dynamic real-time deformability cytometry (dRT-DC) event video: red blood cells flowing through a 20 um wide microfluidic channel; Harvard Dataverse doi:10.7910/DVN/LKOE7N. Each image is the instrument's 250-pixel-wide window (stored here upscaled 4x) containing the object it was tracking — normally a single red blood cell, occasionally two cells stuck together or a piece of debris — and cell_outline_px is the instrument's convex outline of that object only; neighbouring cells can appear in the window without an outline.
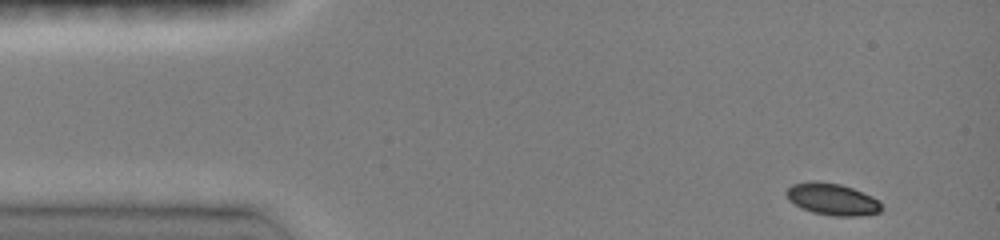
{"species": "common noctule bat (a hibernating species)", "species_latin": "Nyctalus noctula", "temperature_condition": "room temperature", "stored_images_in_passage": 10, "camera_frame_rate_fps": 3000, "um_per_image_px": 0.085, "animal": {"sex": "female", "body_mass_g": 19.0, "forearm_length_mm": 51.5}, "frame": {"image": 1, "passage_image": 1, "time_ms": 0.0, "image_size_px": [1000, 240], "cell_outline_px": [[884, 208], [880, 212], [860, 216], [832, 216], [812, 212], [788, 200], [784, 192], [792, 184], [808, 180], [816, 180], [840, 184], [852, 188], [872, 196], [880, 200]], "centroid_in_image_um": [70.76, 16.92], "position_along_channel_um": 14.2, "area_um2": 17.92}}
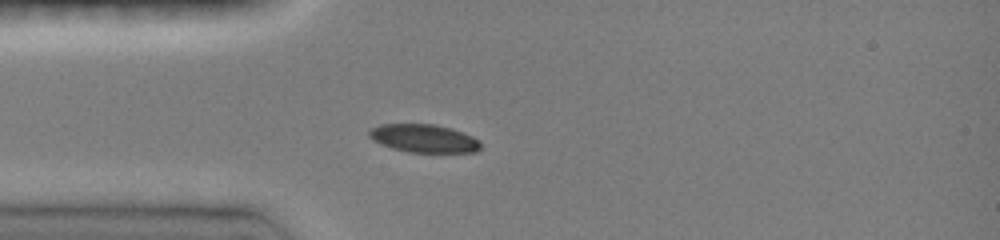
{"frame": {"image": 2, "passage_image": 4, "time_ms": 3.0, "image_size_px": [1000, 240], "cell_outline_px": [[480, 148], [476, 152], [408, 152], [392, 148], [380, 144], [372, 140], [368, 136], [368, 132], [372, 128], [380, 124], [432, 124], [452, 128], [472, 136], [480, 140]], "centroid_in_image_um": [36.01, 11.76], "position_along_channel_um": 49.0, "area_um2": 18.32}}
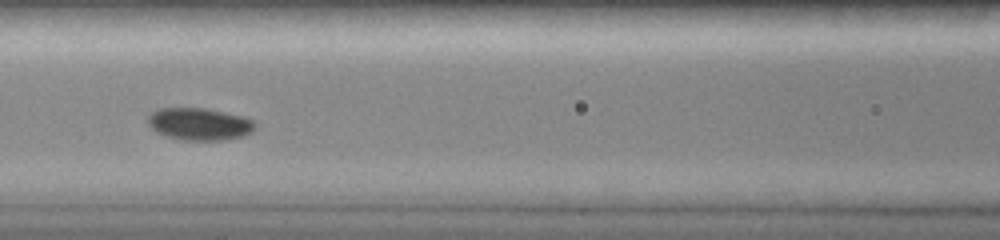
{"frame": {"image": 3, "passage_image": 9, "time_ms": 5.667, "image_size_px": [1000, 240], "cell_outline_px": [[256, 128], [252, 132], [244, 136], [224, 140], [180, 140], [156, 132], [148, 124], [148, 116], [156, 108], [204, 108], [244, 116], [256, 120]], "centroid_in_image_um": [16.99, 10.54], "position_along_channel_um": 149.6, "area_um2": 20.4}}